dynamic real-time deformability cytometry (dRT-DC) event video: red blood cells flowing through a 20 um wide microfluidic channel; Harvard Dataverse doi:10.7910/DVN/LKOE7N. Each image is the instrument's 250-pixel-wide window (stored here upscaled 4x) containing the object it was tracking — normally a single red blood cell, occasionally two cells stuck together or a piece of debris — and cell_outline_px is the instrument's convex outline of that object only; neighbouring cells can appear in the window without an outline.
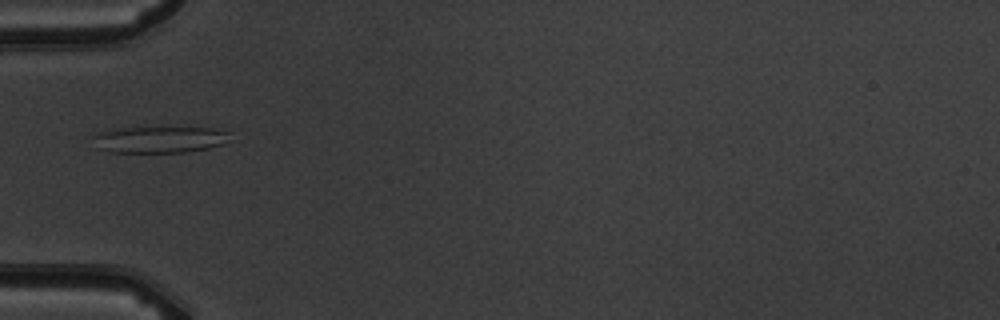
{"species": "common noctule bat (a hibernating species)", "species_latin": "Nyctalus noctula", "temperature_condition": "warm", "stored_images_in_passage": 5, "camera_frame_rate_fps": 3000, "um_per_image_px": 0.085, "animal": {"sex": "male", "body_mass_g": 19.5, "forearm_length_mm": 54.6}, "frame": {"image": 1, "passage_image": 5, "time_ms": 5.333, "image_size_px": [1000, 320], "cell_outline_px": [[228, 140], [220, 144], [208, 148], [184, 152], [108, 152], [96, 148], [92, 136], [92, 132], [120, 128], [212, 128], [228, 132]], "centroid_in_image_um": [13.44, 11.86], "position_along_channel_um": 71.6, "area_um2": 21.04}}